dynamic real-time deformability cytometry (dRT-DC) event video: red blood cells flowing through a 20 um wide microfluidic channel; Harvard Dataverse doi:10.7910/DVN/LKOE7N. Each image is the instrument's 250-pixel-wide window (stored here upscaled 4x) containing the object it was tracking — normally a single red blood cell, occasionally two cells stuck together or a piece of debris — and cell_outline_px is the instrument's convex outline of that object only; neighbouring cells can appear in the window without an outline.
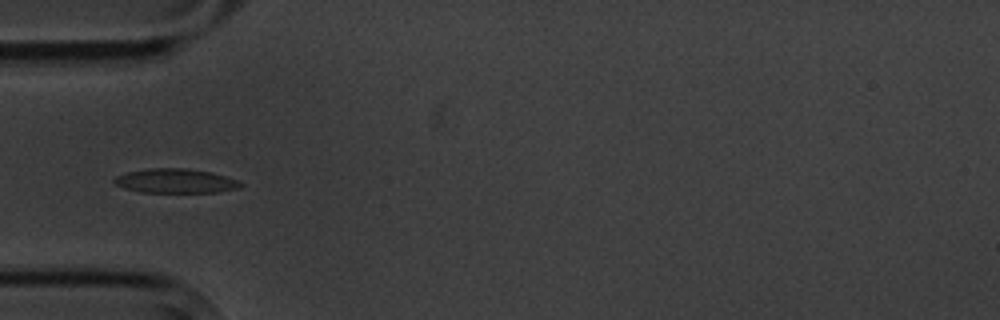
{"species": "common noctule bat (a hibernating species)", "species_latin": "Nyctalus noctula", "temperature_condition": "cold", "stored_images_in_passage": 15, "camera_frame_rate_fps": 3000, "um_per_image_px": 0.085, "animal": {"sex": "male", "body_mass_g": 20.1, "forearm_length_mm": 53.5}, "frame": {"image": 1, "passage_image": 5, "time_ms": 5.333, "image_size_px": [1000, 320], "cell_outline_px": [[244, 184], [240, 188], [220, 192], [140, 192], [124, 188], [116, 184], [112, 180], [116, 176], [128, 172], [148, 168], [188, 168], [212, 172], [236, 180]], "centroid_in_image_um": [14.93, 15.38], "position_along_channel_um": 70.1, "area_um2": 17.92}}
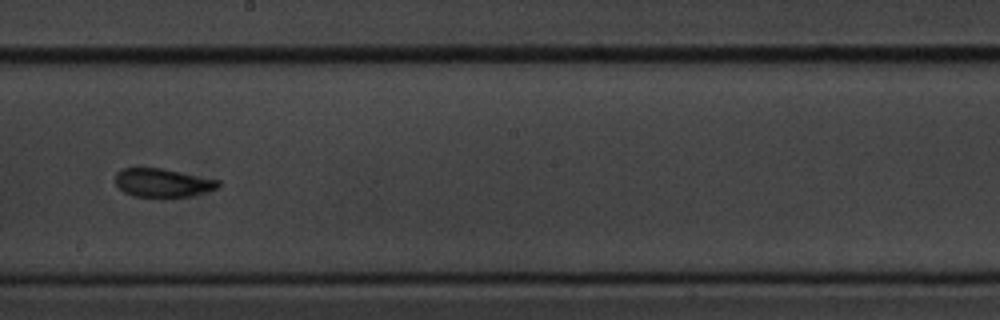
{"frame": {"image": 2, "passage_image": 9, "time_ms": 10.0, "image_size_px": [1000, 320], "cell_outline_px": [[220, 188], [192, 196], [172, 200], [160, 200], [132, 196], [124, 192], [116, 184], [116, 172], [120, 168], [164, 168], [220, 180]], "centroid_in_image_um": [13.86, 15.59], "position_along_channel_um": 234.3, "area_um2": 18.21}}
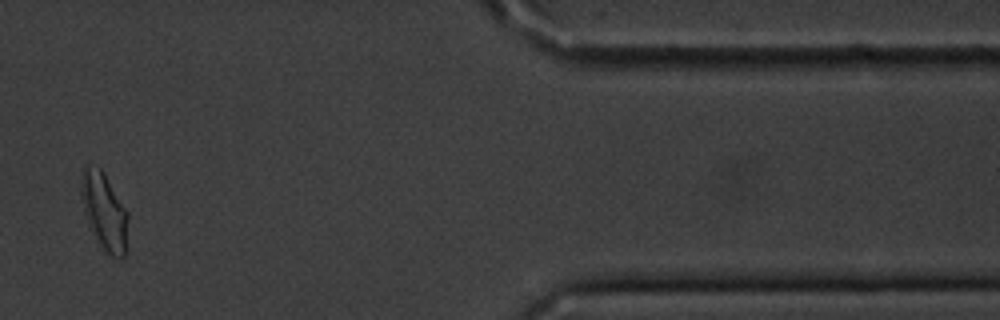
{"frame": {"image": 3, "passage_image": 14, "time_ms": 16.0, "image_size_px": [1000, 320], "cell_outline_px": [[128, 220], [124, 256], [120, 260], [112, 256], [100, 244], [88, 216], [80, 196], [80, 180], [84, 164], [88, 164], [100, 168], [104, 172], [128, 212]], "centroid_in_image_um": [8.88, 17.87], "position_along_channel_um": 402.5, "area_um2": 20.46}, "authors_computed_cell_mechanics": {"area_um2": 17.8602, "velocity_mm_per_s": 3.5097, "shape_relaxation_time_tau1_ms": 4.5583, "shape_relaxation_time_tau2_ms": 1.9944, "deformation_change_tau1": 0.1401, "deformation_change_tau2": 0.0551}}